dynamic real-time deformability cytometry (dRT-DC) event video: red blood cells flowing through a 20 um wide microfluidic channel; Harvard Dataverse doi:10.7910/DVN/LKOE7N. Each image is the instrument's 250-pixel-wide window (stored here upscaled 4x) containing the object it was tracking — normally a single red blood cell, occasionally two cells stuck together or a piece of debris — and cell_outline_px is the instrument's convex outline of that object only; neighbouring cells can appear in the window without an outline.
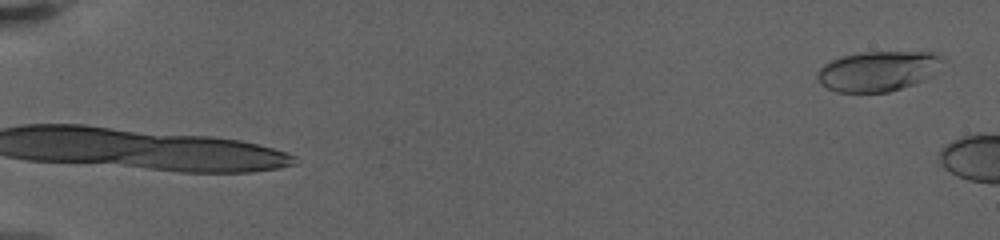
{"species": "human", "species_latin": "Homo sapiens", "temperature_condition": "warm", "stored_images_in_passage": 5, "segment_of_instrument_passage": [2, 2], "camera_frame_rate_fps": 3000, "um_per_image_px": 0.085, "donor": {"sex": "female"}, "frame": {"image": 1, "passage_image": 5, "time_ms": 3.667, "image_size_px": [1000, 240], "cell_outline_px": [[944, 60], [932, 76], [916, 84], [888, 92], [836, 92], [820, 84], [816, 76], [816, 72], [824, 64], [832, 60], [844, 56], [864, 52], [932, 52], [940, 56]], "centroid_in_image_um": [74.63, 6.05], "position_along_channel_um": 10.4, "area_um2": 29.3}}